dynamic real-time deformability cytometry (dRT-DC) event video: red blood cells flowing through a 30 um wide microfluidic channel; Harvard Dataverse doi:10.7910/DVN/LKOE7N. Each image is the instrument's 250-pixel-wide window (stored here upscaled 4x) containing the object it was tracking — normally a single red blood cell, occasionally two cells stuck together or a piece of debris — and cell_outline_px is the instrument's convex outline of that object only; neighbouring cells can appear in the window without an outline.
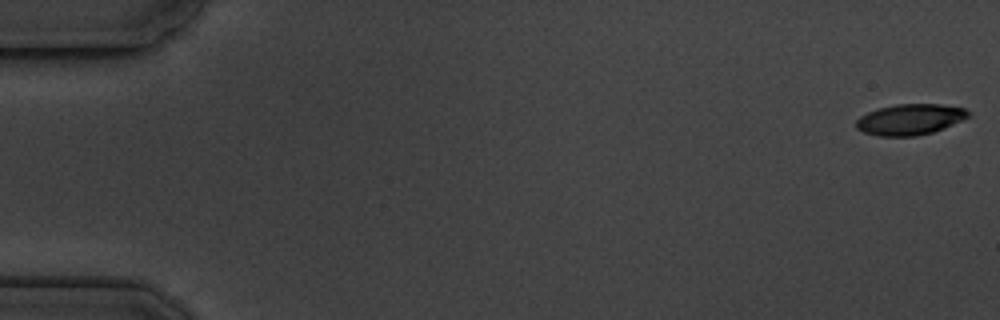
{"species": "common noctule bat (a hibernating species)", "species_latin": "Nyctalus noctula", "temperature_condition": "cold", "stored_images_in_passage": 6, "camera_frame_rate_fps": 3000, "um_per_image_px": 0.085, "animal": {"sex": "male", "body_mass_g": 19.5, "forearm_length_mm": 54.6}, "frame": {"image": 1, "passage_image": 1, "time_ms": 0.0, "image_size_px": [1000, 320], "cell_outline_px": [[972, 116], [944, 128], [932, 132], [916, 136], [880, 136], [864, 132], [856, 128], [856, 120], [860, 116], [868, 112], [880, 108], [896, 104], [940, 104], [964, 108], [972, 112]], "centroid_in_image_um": [77.39, 10.15], "position_along_channel_um": 7.6, "area_um2": 20.23}}
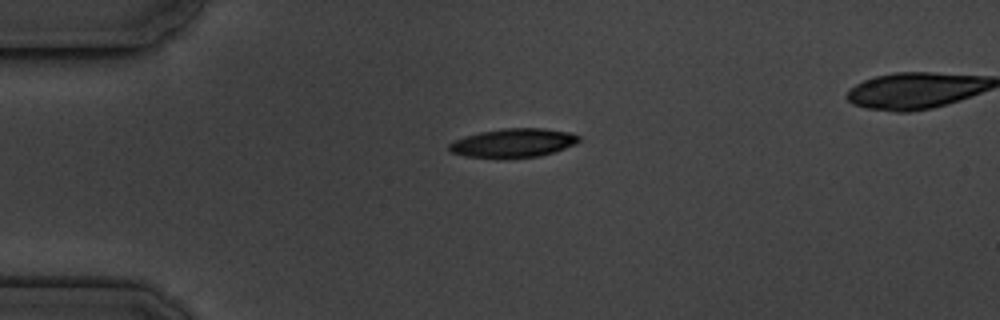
{"frame": {"image": 2, "passage_image": 4, "time_ms": 4.333, "image_size_px": [1000, 320], "cell_outline_px": [[580, 140], [576, 144], [540, 156], [504, 160], [464, 156], [452, 152], [448, 148], [448, 144], [464, 136], [480, 132], [504, 128], [544, 128], [572, 132], [580, 136]], "centroid_in_image_um": [43.63, 12.17], "position_along_channel_um": 41.4, "area_um2": 22.31}}